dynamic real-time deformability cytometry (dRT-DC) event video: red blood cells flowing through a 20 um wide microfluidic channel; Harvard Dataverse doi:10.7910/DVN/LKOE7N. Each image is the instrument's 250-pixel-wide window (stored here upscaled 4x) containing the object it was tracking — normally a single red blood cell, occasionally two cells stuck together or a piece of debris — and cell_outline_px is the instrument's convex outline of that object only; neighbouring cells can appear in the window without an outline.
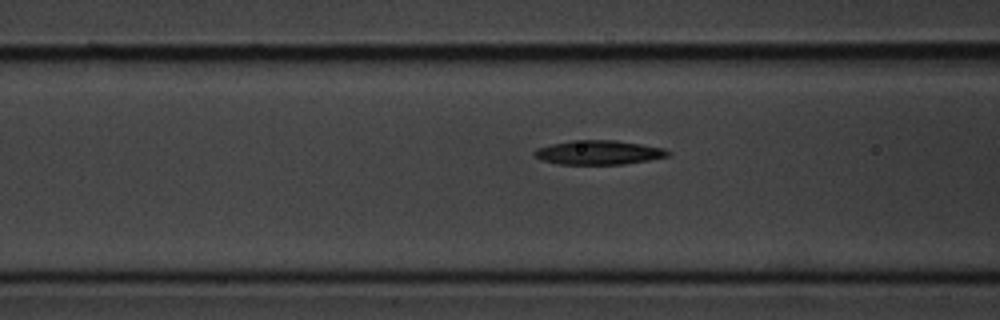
{"species": "common noctule bat (a hibernating species)", "species_latin": "Nyctalus noctula", "temperature_condition": "cold", "stored_images_in_passage": 40, "camera_frame_rate_fps": 3000, "um_per_image_px": 0.085, "animal": {"sex": "male", "body_mass_g": 20.1, "forearm_length_mm": 53.5}, "frame": {"image": 1, "passage_image": 17, "time_ms": 5.333, "image_size_px": [1000, 320], "cell_outline_px": [[672, 152], [668, 156], [648, 160], [624, 164], [560, 164], [540, 160], [532, 152], [536, 148], [552, 144], [572, 140], [616, 140], [664, 148]], "centroid_in_image_um": [50.88, 12.96], "position_along_channel_um": 115.7, "area_um2": 18.79}}
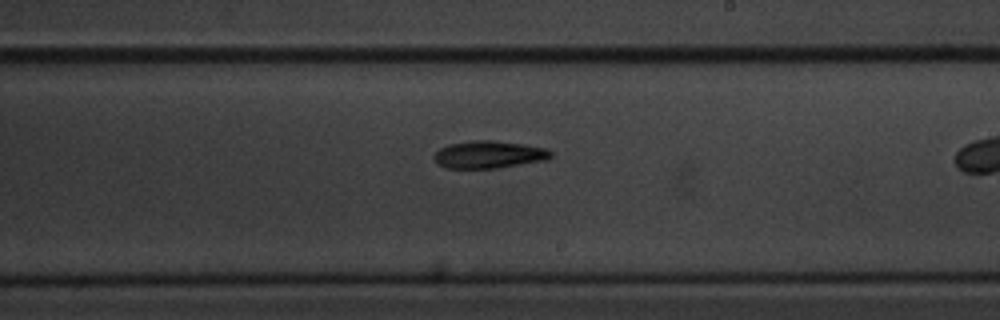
{"frame": {"image": 2, "passage_image": 28, "time_ms": 9.0, "image_size_px": [1000, 320], "cell_outline_px": [[552, 156], [548, 160], [496, 168], [444, 168], [436, 164], [432, 156], [440, 148], [448, 144], [472, 140], [492, 140], [524, 144], [548, 148], [552, 152]], "centroid_in_image_um": [41.55, 13.13], "position_along_channel_um": 247.5, "area_um2": 18.96}}
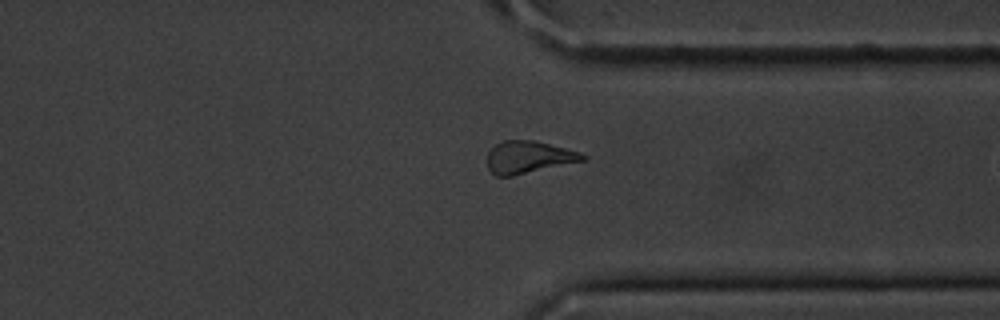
{"frame": {"image": 3, "passage_image": 38, "time_ms": 12.333, "image_size_px": [1000, 320], "cell_outline_px": [[588, 160], [512, 176], [496, 176], [488, 168], [488, 152], [496, 144], [504, 140], [532, 140], [580, 152], [588, 156]], "centroid_in_image_um": [44.96, 13.37], "position_along_channel_um": 366.4, "area_um2": 17.92}}